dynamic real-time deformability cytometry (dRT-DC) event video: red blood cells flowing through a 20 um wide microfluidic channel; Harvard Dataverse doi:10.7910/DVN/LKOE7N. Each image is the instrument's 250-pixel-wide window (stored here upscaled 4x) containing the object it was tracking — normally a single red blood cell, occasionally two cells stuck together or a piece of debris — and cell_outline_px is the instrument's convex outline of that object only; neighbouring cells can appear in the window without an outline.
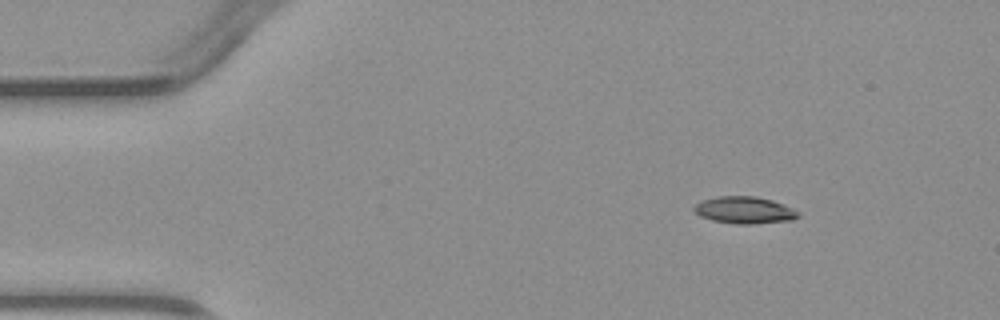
{"species": "common noctule bat (a hibernating species)", "species_latin": "Nyctalus noctula", "temperature_condition": "warm", "stored_images_in_passage": 2, "camera_frame_rate_fps": 3000, "um_per_image_px": 0.085, "animal": {"sex": "male", "body_mass_g": 23.1, "forearm_length_mm": 52.7}, "frame": {"image": 1, "passage_image": 1, "time_ms": 0.0, "image_size_px": [1000, 320], "cell_outline_px": [[800, 216], [792, 220], [756, 224], [736, 224], [712, 220], [700, 216], [692, 208], [700, 200], [716, 196], [756, 196], [772, 200], [792, 208], [800, 212]], "centroid_in_image_um": [63.28, 17.86], "position_along_channel_um": 21.7, "area_um2": 16.53}}